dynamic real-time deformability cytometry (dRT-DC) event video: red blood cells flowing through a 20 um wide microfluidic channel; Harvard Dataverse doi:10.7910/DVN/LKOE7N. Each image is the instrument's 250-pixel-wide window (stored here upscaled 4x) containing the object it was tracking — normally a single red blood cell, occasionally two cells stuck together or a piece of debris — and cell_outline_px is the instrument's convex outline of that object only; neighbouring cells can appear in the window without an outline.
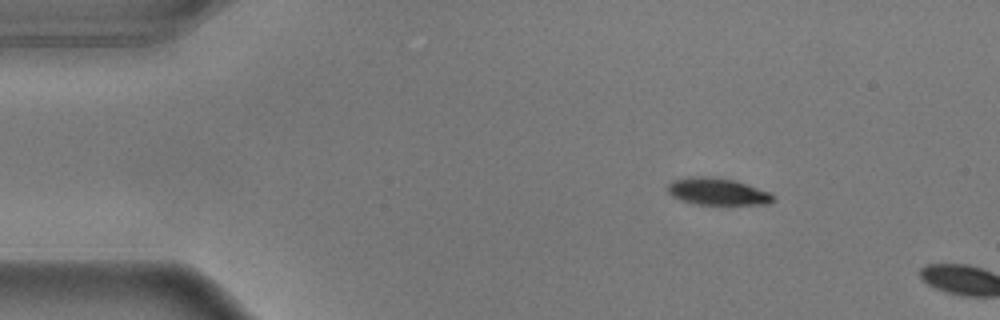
{"species": "common noctule bat (a hibernating species)", "species_latin": "Nyctalus noctula", "temperature_condition": "warm", "stored_images_in_passage": 3, "camera_frame_rate_fps": 3000, "um_per_image_px": 0.085, "animal": {"sex": "male", "body_mass_g": 17.9}, "frame": {"image": 1, "passage_image": 1, "time_ms": 0.0, "image_size_px": [1000, 320], "cell_outline_px": [[772, 200], [768, 204], [696, 204], [680, 200], [672, 196], [664, 188], [672, 180], [688, 176], [708, 176], [736, 180], [772, 192]], "centroid_in_image_um": [60.93, 16.26], "position_along_channel_um": 24.1, "area_um2": 16.82}}